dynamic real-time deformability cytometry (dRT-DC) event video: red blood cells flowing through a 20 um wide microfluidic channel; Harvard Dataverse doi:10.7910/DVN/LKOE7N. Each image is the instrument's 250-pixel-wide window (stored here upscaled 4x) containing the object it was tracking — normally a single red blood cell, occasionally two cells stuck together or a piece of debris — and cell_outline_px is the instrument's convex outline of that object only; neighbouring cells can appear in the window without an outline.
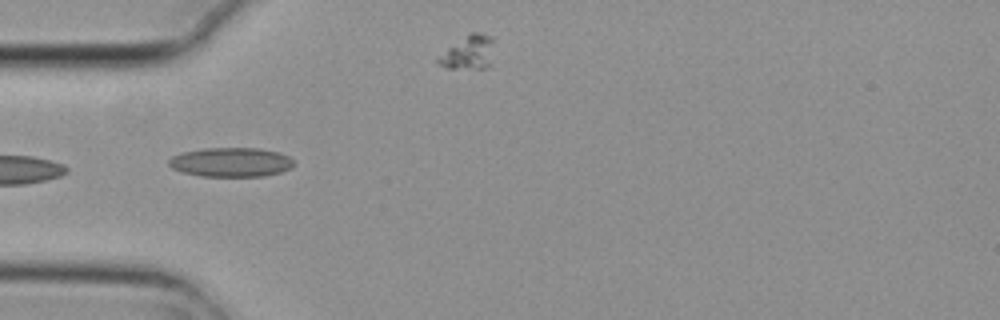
{"species": "common noctule bat (a hibernating species)", "species_latin": "Nyctalus noctula", "temperature_condition": "cold", "stored_images_in_passage": 7, "camera_frame_rate_fps": 3000, "um_per_image_px": 0.085, "animal": {"sex": "female", "body_mass_g": 29.2, "forearm_length_mm": 56.3}, "frame": {"image": 1, "passage_image": 4, "time_ms": 1.0, "image_size_px": [1000, 320], "cell_outline_px": [[296, 164], [292, 168], [280, 172], [264, 176], [200, 176], [184, 172], [172, 168], [168, 164], [168, 160], [172, 156], [180, 152], [204, 148], [260, 148], [280, 152], [288, 156]], "centroid_in_image_um": [19.64, 13.77], "position_along_channel_um": 65.4, "area_um2": 21.5}}